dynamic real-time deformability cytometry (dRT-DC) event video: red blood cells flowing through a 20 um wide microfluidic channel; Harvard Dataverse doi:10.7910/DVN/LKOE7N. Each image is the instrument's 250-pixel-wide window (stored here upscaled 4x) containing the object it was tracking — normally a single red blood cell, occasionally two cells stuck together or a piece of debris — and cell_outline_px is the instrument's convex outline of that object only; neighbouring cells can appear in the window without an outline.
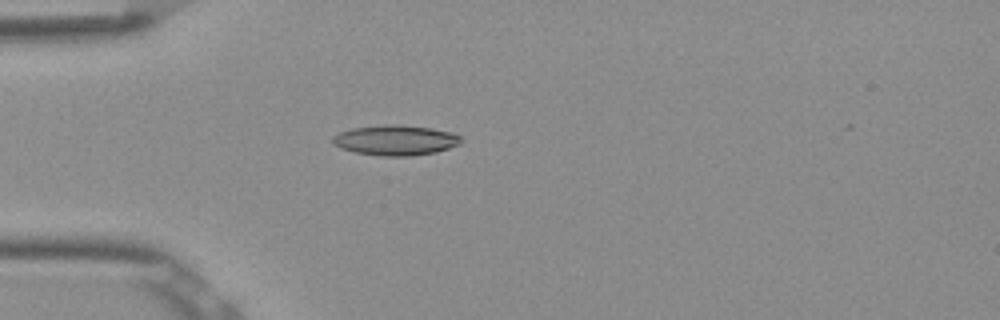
{"species": "Egyptian fruit bat (a non-hibernating species)", "species_latin": "Rousettus aegyptiacus", "temperature_condition": "room temperature", "stored_images_in_passage": 5, "camera_frame_rate_fps": 3000, "um_per_image_px": 0.085, "frame": {"image": 1, "passage_image": 5, "time_ms": 1.333, "image_size_px": [1000, 320], "cell_outline_px": [[460, 144], [436, 152], [412, 156], [380, 156], [356, 152], [340, 148], [332, 144], [332, 136], [340, 132], [352, 128], [384, 124], [396, 124], [432, 128], [452, 132], [460, 136]], "centroid_in_image_um": [33.59, 11.91], "position_along_channel_um": 51.4, "area_um2": 22.72}}